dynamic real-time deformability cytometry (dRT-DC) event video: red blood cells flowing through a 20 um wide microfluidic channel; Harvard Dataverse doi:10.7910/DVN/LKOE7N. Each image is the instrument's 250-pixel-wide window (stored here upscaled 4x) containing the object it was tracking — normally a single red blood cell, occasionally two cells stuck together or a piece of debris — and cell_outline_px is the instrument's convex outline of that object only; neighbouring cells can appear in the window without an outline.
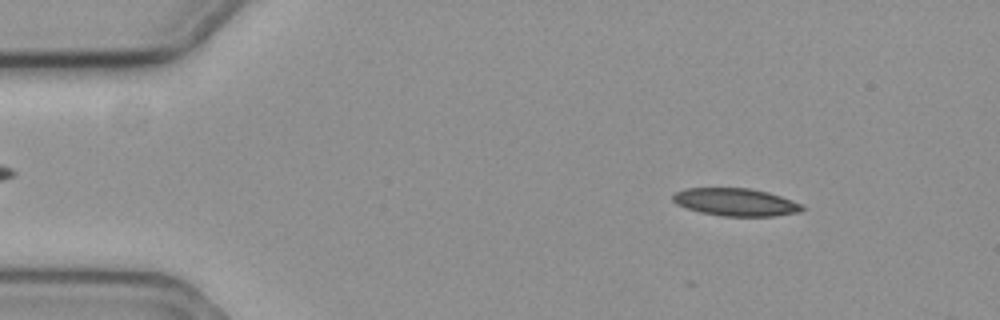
{"species": "common noctule bat (a hibernating species)", "species_latin": "Nyctalus noctula", "temperature_condition": "cold", "stored_images_in_passage": 57, "camera_frame_rate_fps": 3000, "um_per_image_px": 0.085, "animal": {"sex": "female", "body_mass_g": 19.3, "forearm_length_mm": 54.1}, "frame": {"image": 1, "passage_image": 7, "time_ms": 2.0, "image_size_px": [1000, 320], "cell_outline_px": [[804, 208], [800, 212], [776, 216], [724, 216], [700, 212], [676, 204], [672, 200], [672, 196], [676, 192], [688, 188], [748, 188], [768, 192], [792, 200], [800, 204]], "centroid_in_image_um": [62.53, 17.18], "position_along_channel_um": 22.5, "area_um2": 20.69}}
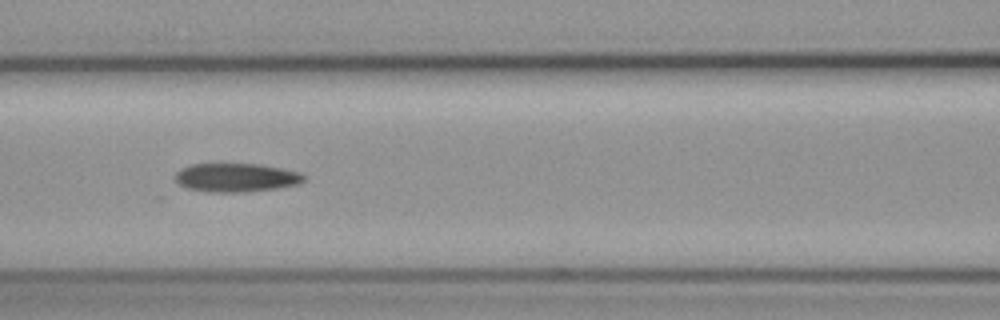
{"frame": {"image": 2, "passage_image": 24, "time_ms": 7.667, "image_size_px": [1000, 320], "cell_outline_px": [[304, 180], [296, 184], [276, 188], [244, 192], [208, 192], [188, 188], [180, 184], [176, 180], [176, 172], [180, 168], [192, 164], [260, 164], [300, 172], [304, 176]], "centroid_in_image_um": [20.05, 15.09], "position_along_channel_um": 146.6, "area_um2": 21.27}}
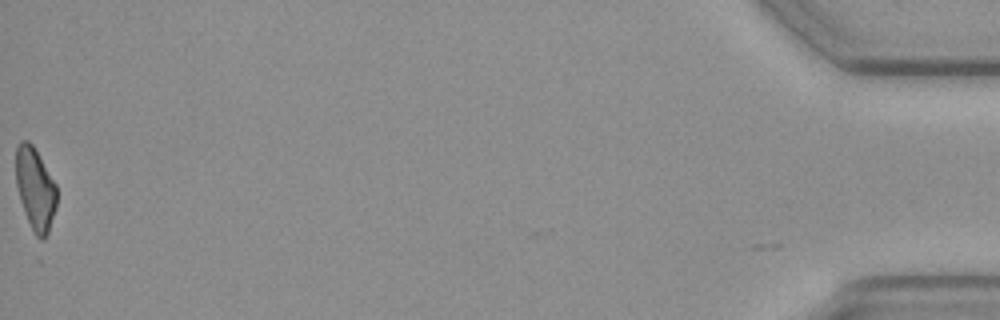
{"frame": {"image": 3, "passage_image": 57, "time_ms": 18.667, "image_size_px": [1000, 320], "cell_outline_px": [[56, 208], [48, 232], [44, 240], [40, 240], [32, 232], [24, 212], [20, 200], [16, 184], [16, 144], [20, 140], [28, 140], [32, 144], [56, 184]], "centroid_in_image_um": [2.98, 16.07], "position_along_channel_um": 432.2, "area_um2": 19.71}, "authors_computed_cell_mechanics": {"area_um2": 21.1548, "velocity_mm_per_s": 3.5897, "shape_relaxation_time_tau1_ms": 7.3443, "shape_relaxation_time_tau2_ms": null, "deformation_change_tau1": 0.1732, "deformation_change_tau2": null}}